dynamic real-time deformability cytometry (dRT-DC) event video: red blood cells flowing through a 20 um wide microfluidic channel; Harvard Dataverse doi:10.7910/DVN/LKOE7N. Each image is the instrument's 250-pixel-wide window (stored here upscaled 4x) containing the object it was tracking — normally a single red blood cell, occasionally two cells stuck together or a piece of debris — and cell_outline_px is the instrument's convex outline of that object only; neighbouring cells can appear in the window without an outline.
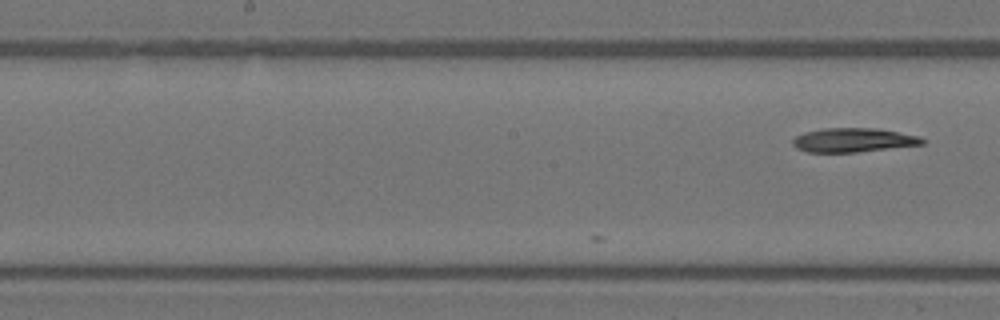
{"species": "Egyptian fruit bat (a non-hibernating species)", "species_latin": "Rousettus aegyptiacus", "temperature_condition": "warm", "stored_images_in_passage": 8, "camera_frame_rate_fps": 3000, "um_per_image_px": 0.085, "animal": {"sex": "female"}, "frame": {"image": 1, "passage_image": 8, "time_ms": 2.333, "image_size_px": [1000, 320], "cell_outline_px": [[924, 144], [856, 152], [808, 152], [796, 148], [792, 144], [792, 140], [796, 136], [804, 132], [824, 128], [876, 128], [916, 136], [924, 140]], "centroid_in_image_um": [72.46, 11.91], "position_along_channel_um": 175.7, "area_um2": 17.92}}